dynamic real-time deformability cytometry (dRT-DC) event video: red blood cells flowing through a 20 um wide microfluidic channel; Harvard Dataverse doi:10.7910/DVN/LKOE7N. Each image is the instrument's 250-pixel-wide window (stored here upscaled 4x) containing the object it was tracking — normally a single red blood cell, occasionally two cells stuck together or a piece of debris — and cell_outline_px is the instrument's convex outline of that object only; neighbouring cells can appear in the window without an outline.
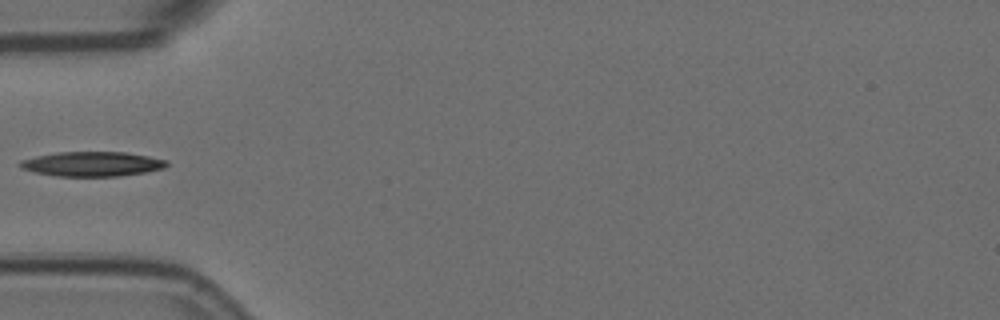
{"species": "Egyptian fruit bat (a non-hibernating species)", "species_latin": "Rousettus aegyptiacus", "temperature_condition": "room temperature", "stored_images_in_passage": 5, "camera_frame_rate_fps": 3000, "um_per_image_px": 0.085, "animal": {"sex": "female"}, "frame": {"image": 1, "passage_image": 4, "time_ms": 1.0, "image_size_px": [1000, 320], "cell_outline_px": [[168, 164], [164, 168], [144, 172], [120, 176], [56, 176], [36, 172], [20, 168], [16, 164], [20, 160], [36, 156], [60, 152], [124, 152], [148, 156], [168, 160]], "centroid_in_image_um": [7.81, 13.93], "position_along_channel_um": 77.2, "area_um2": 21.04}}
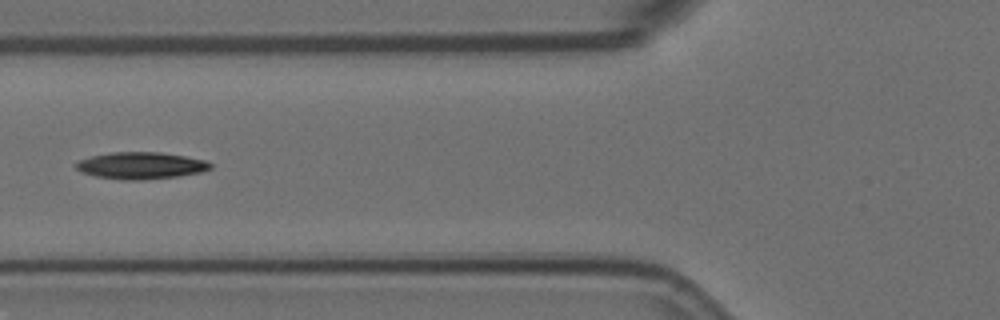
{"frame": {"image": 2, "passage_image": 5, "time_ms": 1.333, "image_size_px": [1000, 320], "cell_outline_px": [[212, 168], [200, 172], [176, 176], [144, 180], [120, 180], [96, 176], [80, 172], [76, 168], [76, 164], [80, 160], [92, 156], [112, 152], [160, 152], [184, 156], [204, 160], [212, 164]], "centroid_in_image_um": [11.96, 14.08], "position_along_channel_um": 113.8, "area_um2": 20.92}}